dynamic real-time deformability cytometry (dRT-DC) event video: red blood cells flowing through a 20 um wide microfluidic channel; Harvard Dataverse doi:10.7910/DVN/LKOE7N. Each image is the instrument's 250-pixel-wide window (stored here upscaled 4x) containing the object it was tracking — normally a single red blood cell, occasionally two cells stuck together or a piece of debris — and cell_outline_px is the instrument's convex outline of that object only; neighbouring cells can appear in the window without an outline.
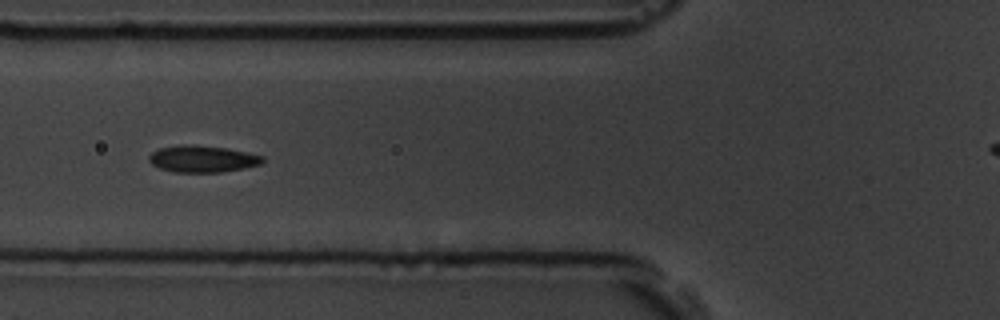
{"species": "common noctule bat (a hibernating species)", "species_latin": "Nyctalus noctula", "temperature_condition": "room temperature", "stored_images_in_passage": 8, "camera_frame_rate_fps": 3000, "um_per_image_px": 0.085, "animal": {"sex": "male", "body_mass_g": 19.5, "forearm_length_mm": 54.6}, "frame": {"image": 1, "passage_image": 6, "time_ms": 6.667, "image_size_px": [1000, 320], "cell_outline_px": [[264, 160], [260, 164], [244, 168], [224, 172], [172, 172], [160, 168], [152, 164], [148, 160], [148, 156], [152, 152], [160, 148], [184, 144], [188, 144], [224, 148], [264, 156]], "centroid_in_image_um": [17.18, 13.51], "position_along_channel_um": 108.6, "area_um2": 17.57}}
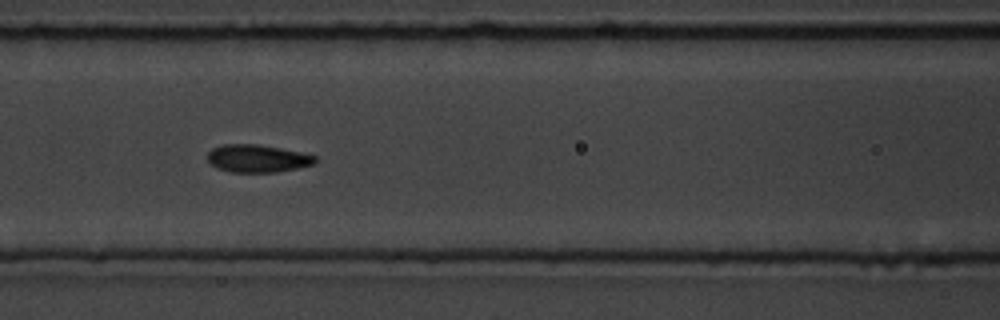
{"frame": {"image": 2, "passage_image": 7, "time_ms": 7.667, "image_size_px": [1000, 320], "cell_outline_px": [[316, 164], [300, 168], [276, 172], [232, 172], [216, 168], [208, 160], [208, 152], [212, 148], [224, 144], [256, 144], [280, 148], [300, 152], [316, 156]], "centroid_in_image_um": [21.9, 13.47], "position_along_channel_um": 144.7, "area_um2": 17.4}}
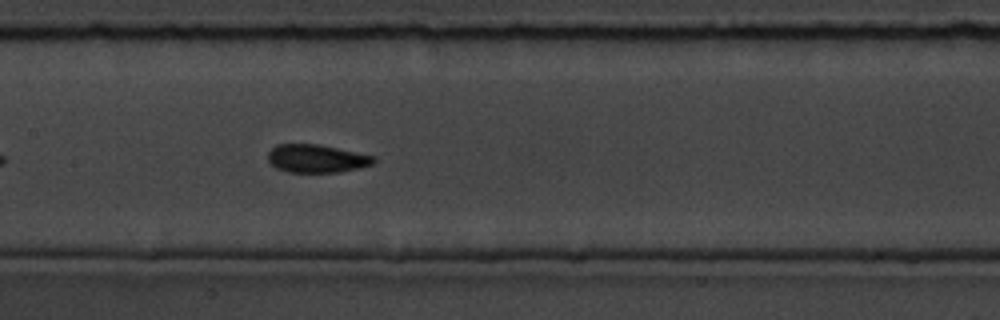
{"frame": {"image": 3, "passage_image": 8, "time_ms": 8.667, "image_size_px": [1000, 320], "cell_outline_px": [[376, 160], [372, 164], [360, 168], [340, 172], [288, 172], [276, 168], [268, 160], [268, 152], [276, 144], [320, 144], [376, 156]], "centroid_in_image_um": [26.93, 13.47], "position_along_channel_um": 180.5, "area_um2": 17.46}}